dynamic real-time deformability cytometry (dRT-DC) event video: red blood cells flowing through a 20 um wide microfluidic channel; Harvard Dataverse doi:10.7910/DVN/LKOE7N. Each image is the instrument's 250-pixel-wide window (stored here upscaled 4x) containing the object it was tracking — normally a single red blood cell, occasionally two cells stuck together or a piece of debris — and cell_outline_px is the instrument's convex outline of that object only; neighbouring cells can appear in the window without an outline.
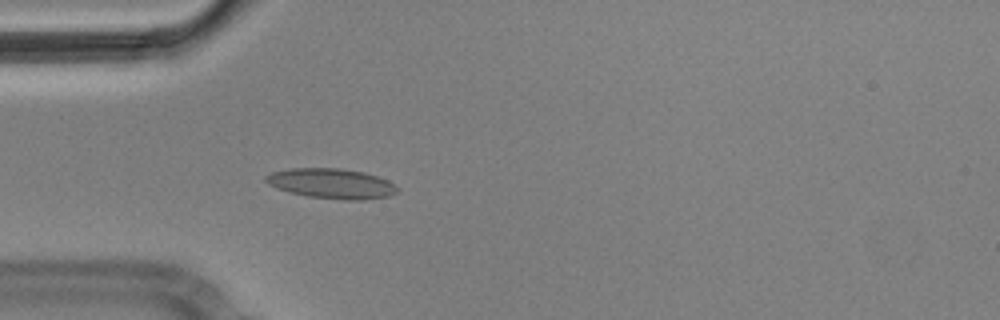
{"species": "Egyptian fruit bat (a non-hibernating species)", "species_latin": "Rousettus aegyptiacus", "temperature_condition": "cold", "stored_images_in_passage": 4, "camera_frame_rate_fps": 3000, "um_per_image_px": 0.085, "animal": {"sex": "male"}, "frame": {"image": 1, "passage_image": 4, "time_ms": 1.0, "image_size_px": [1000, 320], "cell_outline_px": [[400, 188], [396, 192], [388, 196], [360, 200], [344, 200], [308, 196], [288, 192], [276, 188], [268, 184], [264, 180], [264, 176], [272, 172], [288, 168], [340, 168], [364, 172], [388, 180]], "centroid_in_image_um": [28.15, 15.59], "position_along_channel_um": 56.9, "area_um2": 23.12}}